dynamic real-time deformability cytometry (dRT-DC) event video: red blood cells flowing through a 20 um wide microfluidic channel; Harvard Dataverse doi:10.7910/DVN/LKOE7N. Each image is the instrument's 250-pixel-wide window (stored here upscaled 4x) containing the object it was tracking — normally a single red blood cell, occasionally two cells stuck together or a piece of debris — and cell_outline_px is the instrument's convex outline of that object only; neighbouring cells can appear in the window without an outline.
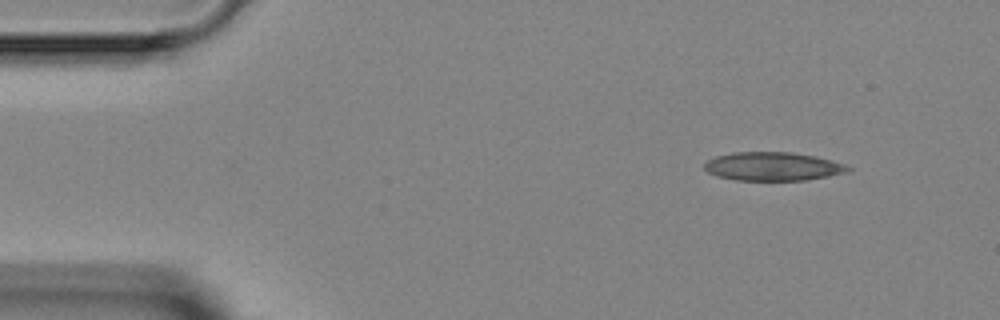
{"species": "Egyptian fruit bat (a non-hibernating species)", "species_latin": "Rousettus aegyptiacus", "temperature_condition": "room temperature", "stored_images_in_passage": 3, "camera_frame_rate_fps": 3000, "um_per_image_px": 0.085, "animal": {"sex": "female"}, "frame": {"image": 1, "passage_image": 1, "time_ms": 0.0, "image_size_px": [1000, 320], "cell_outline_px": [[852, 168], [848, 172], [828, 176], [804, 180], [736, 180], [716, 176], [708, 172], [704, 168], [704, 164], [708, 160], [716, 156], [732, 152], [792, 152], [816, 156], [832, 160], [844, 164]], "centroid_in_image_um": [65.69, 14.14], "position_along_channel_um": 19.3, "area_um2": 23.93}}